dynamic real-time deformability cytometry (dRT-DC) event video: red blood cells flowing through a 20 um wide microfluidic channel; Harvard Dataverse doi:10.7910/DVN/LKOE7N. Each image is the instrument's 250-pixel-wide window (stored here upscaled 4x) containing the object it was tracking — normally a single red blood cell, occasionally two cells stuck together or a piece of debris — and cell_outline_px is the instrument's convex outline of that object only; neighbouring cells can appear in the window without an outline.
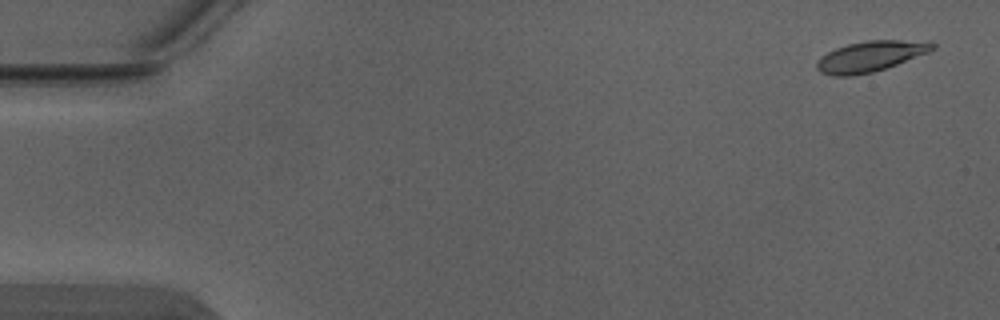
{"species": "Egyptian fruit bat (a non-hibernating species)", "species_latin": "Rousettus aegyptiacus", "temperature_condition": "warm", "stored_images_in_passage": 4, "camera_frame_rate_fps": 3000, "um_per_image_px": 0.085, "animal": {"sex": "male"}, "frame": {"image": 1, "passage_image": 1, "time_ms": 0.0, "image_size_px": [1000, 320], "cell_outline_px": [[936, 48], [928, 52], [896, 64], [872, 72], [852, 76], [832, 76], [820, 72], [816, 68], [816, 60], [820, 56], [836, 48], [848, 44], [868, 40], [932, 40], [936, 44]], "centroid_in_image_um": [73.99, 4.77], "position_along_channel_um": 11.0, "area_um2": 20.75}}
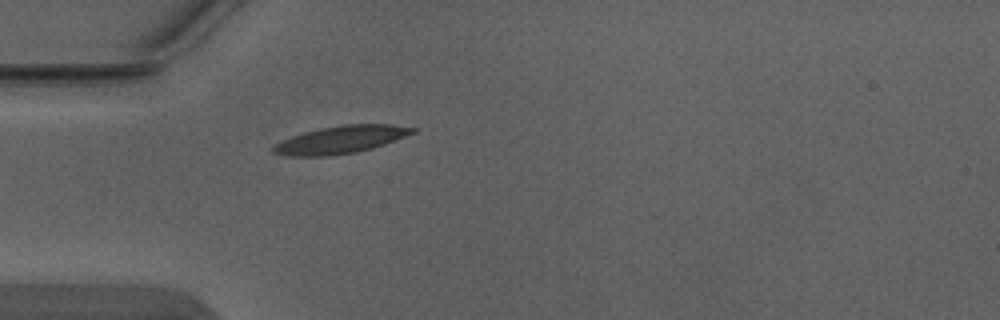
{"frame": {"image": 2, "passage_image": 4, "time_ms": 1.0, "image_size_px": [1000, 320], "cell_outline_px": [[416, 132], [384, 144], [372, 148], [356, 152], [332, 156], [288, 156], [272, 152], [272, 144], [292, 136], [304, 132], [320, 128], [344, 124], [392, 124], [416, 128]], "centroid_in_image_um": [28.94, 11.87], "position_along_channel_um": 56.1, "area_um2": 22.43}}